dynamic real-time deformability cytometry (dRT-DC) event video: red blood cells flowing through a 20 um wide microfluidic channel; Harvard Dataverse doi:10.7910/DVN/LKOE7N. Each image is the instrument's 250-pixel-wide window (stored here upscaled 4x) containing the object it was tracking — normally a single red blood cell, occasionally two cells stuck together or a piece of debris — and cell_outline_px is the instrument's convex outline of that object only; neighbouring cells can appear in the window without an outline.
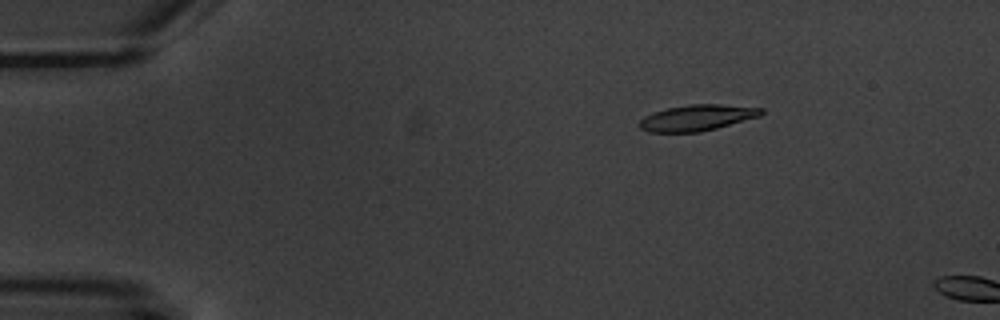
{"species": "common noctule bat (a hibernating species)", "species_latin": "Nyctalus noctula", "temperature_condition": "warm", "stored_images_in_passage": 4, "camera_frame_rate_fps": 3000, "um_per_image_px": 0.085, "animal": {"sex": "male", "body_mass_g": 20.1, "forearm_length_mm": 53.5}, "frame": {"image": 1, "passage_image": 3, "time_ms": 2.333, "image_size_px": [1000, 320], "cell_outline_px": [[764, 112], [760, 116], [716, 128], [700, 132], [648, 132], [640, 128], [636, 124], [644, 116], [668, 108], [688, 104], [720, 104], [764, 108]], "centroid_in_image_um": [59.24, 10.01], "position_along_channel_um": 25.8, "area_um2": 18.44}}